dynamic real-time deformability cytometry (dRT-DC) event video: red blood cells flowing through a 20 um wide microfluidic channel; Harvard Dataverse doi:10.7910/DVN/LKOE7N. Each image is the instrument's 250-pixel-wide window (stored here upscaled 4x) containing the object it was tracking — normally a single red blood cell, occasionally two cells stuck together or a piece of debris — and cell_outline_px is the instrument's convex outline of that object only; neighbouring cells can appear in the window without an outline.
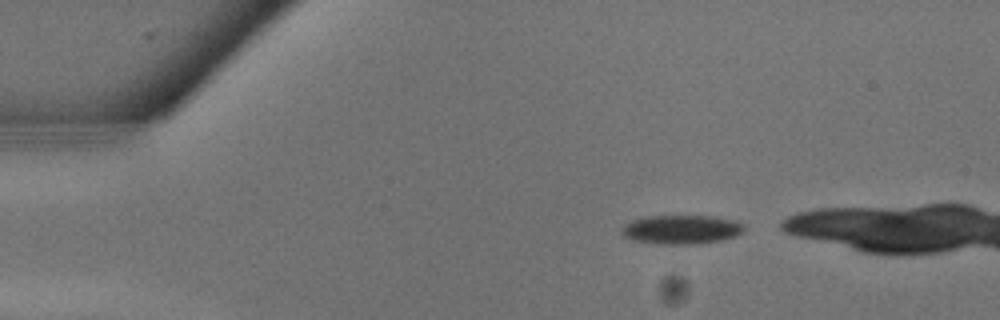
{"species": "common noctule bat (a hibernating species)", "species_latin": "Nyctalus noctula", "temperature_condition": "warm", "stored_images_in_passage": 22, "camera_frame_rate_fps": 3000, "um_per_image_px": 0.085, "animal": {"sex": "male", "body_mass_g": 13.3}, "frame": {"image": 1, "passage_image": 2, "time_ms": 0.333, "image_size_px": [1000, 320], "cell_outline_px": [[744, 232], [736, 236], [720, 240], [700, 244], [660, 244], [632, 240], [624, 236], [620, 232], [620, 228], [624, 224], [632, 220], [644, 216], [716, 216], [736, 220], [744, 224]], "centroid_in_image_um": [57.92, 19.5], "position_along_channel_um": 27.1, "area_um2": 21.04}}
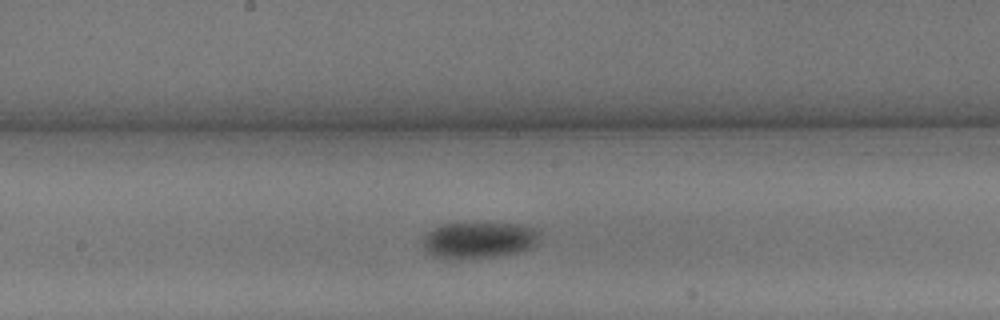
{"frame": {"image": 2, "passage_image": 12, "time_ms": 3.667, "image_size_px": [1000, 320], "cell_outline_px": [[540, 236], [536, 244], [528, 248], [516, 252], [472, 260], [452, 260], [432, 256], [424, 248], [420, 240], [420, 236], [432, 228], [440, 224], [464, 220], [476, 220], [516, 224], [540, 228]], "centroid_in_image_um": [40.62, 20.35], "position_along_channel_um": 207.6, "area_um2": 26.59}}
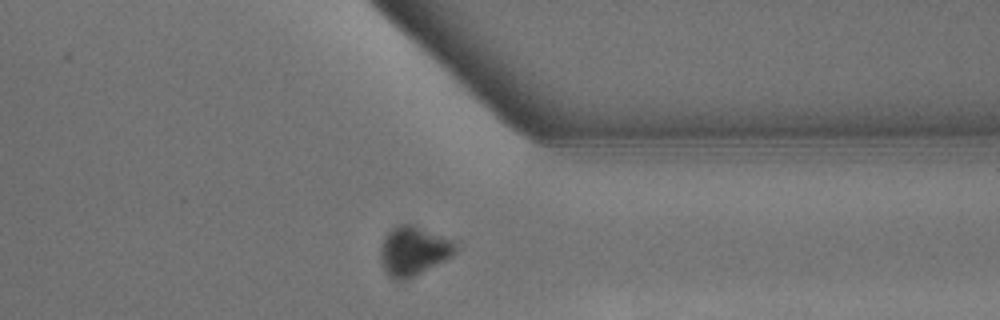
{"frame": {"image": 3, "passage_image": 19, "time_ms": 6.0, "image_size_px": [1000, 320], "cell_outline_px": [[456, 252], [452, 256], [404, 280], [392, 280], [384, 272], [380, 264], [380, 248], [384, 236], [392, 228], [400, 224], [412, 224], [456, 240]], "centroid_in_image_um": [35.11, 21.32], "position_along_channel_um": 376.3, "area_um2": 21.62}}